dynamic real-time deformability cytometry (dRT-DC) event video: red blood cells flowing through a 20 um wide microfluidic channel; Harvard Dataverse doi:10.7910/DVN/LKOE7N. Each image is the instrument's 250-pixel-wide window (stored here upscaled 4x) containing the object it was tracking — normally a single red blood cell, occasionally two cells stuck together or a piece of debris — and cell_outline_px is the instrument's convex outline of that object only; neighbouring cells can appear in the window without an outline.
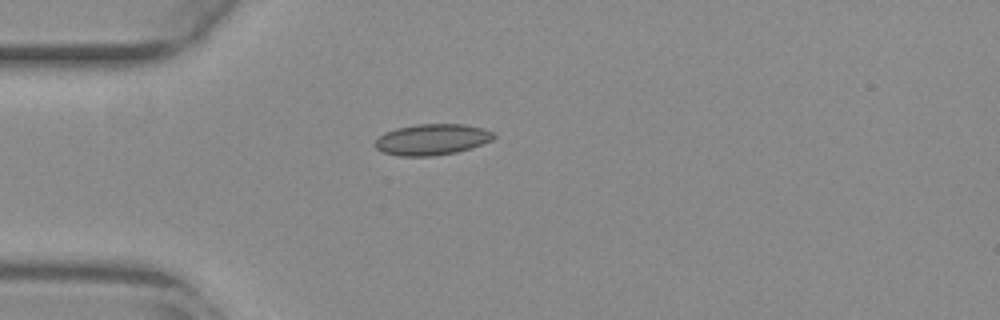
{"species": "common noctule bat (a hibernating species)", "species_latin": "Nyctalus noctula", "temperature_condition": "warm", "stored_images_in_passage": 40, "camera_frame_rate_fps": 3000, "um_per_image_px": 0.085, "animal": {"sex": "female", "body_mass_g": 29.2, "forearm_length_mm": 56.3}, "frame": {"image": 1, "passage_image": 1, "time_ms": 0.0, "image_size_px": [1000, 320], "cell_outline_px": [[496, 136], [492, 140], [456, 152], [432, 156], [400, 156], [384, 152], [376, 148], [372, 144], [384, 132], [396, 128], [416, 124], [464, 124], [484, 128], [496, 132]], "centroid_in_image_um": [36.72, 11.84], "position_along_channel_um": 48.3, "area_um2": 21.5}}
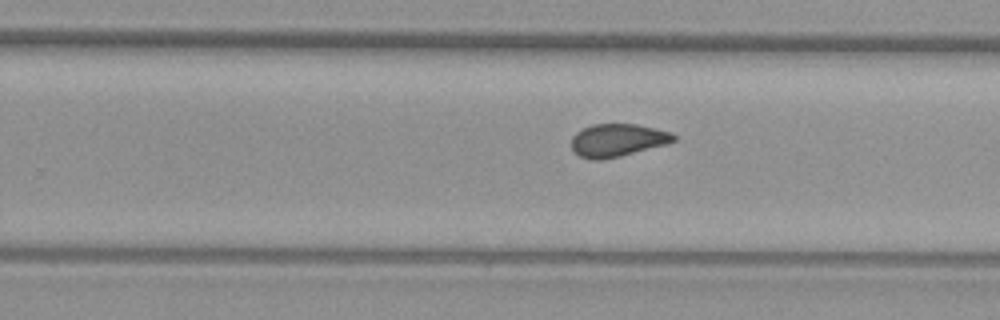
{"frame": {"image": 2, "passage_image": 20, "time_ms": 6.333, "image_size_px": [1000, 320], "cell_outline_px": [[676, 140], [668, 144], [620, 156], [600, 160], [592, 160], [580, 156], [572, 148], [572, 136], [576, 132], [592, 124], [636, 124], [672, 132], [676, 136]], "centroid_in_image_um": [52.51, 11.91], "position_along_channel_um": 277.3, "area_um2": 19.54}}
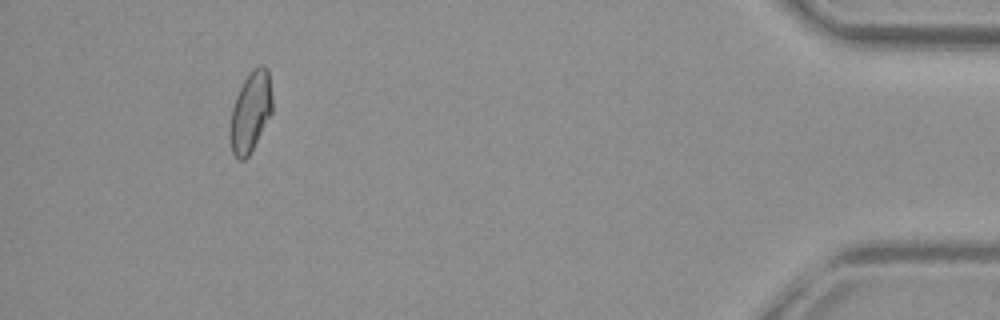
{"frame": {"image": 3, "passage_image": 36, "time_ms": 11.667, "image_size_px": [1000, 320], "cell_outline_px": [[272, 112], [248, 156], [244, 160], [236, 160], [232, 152], [228, 136], [228, 132], [232, 108], [236, 96], [248, 72], [252, 68], [260, 64], [264, 64], [268, 68], [272, 96]], "centroid_in_image_um": [21.27, 9.49], "position_along_channel_um": 413.9, "area_um2": 20.06}, "authors_computed_cell_mechanics": {"area_um2": 19.9121, "velocity_mm_per_s": 3.8411, "shape_relaxation_time_tau1_ms": null, "shape_relaxation_time_tau2_ms": 1.145, "deformation_change_tau1": null, "deformation_change_tau2": 0.0539}}